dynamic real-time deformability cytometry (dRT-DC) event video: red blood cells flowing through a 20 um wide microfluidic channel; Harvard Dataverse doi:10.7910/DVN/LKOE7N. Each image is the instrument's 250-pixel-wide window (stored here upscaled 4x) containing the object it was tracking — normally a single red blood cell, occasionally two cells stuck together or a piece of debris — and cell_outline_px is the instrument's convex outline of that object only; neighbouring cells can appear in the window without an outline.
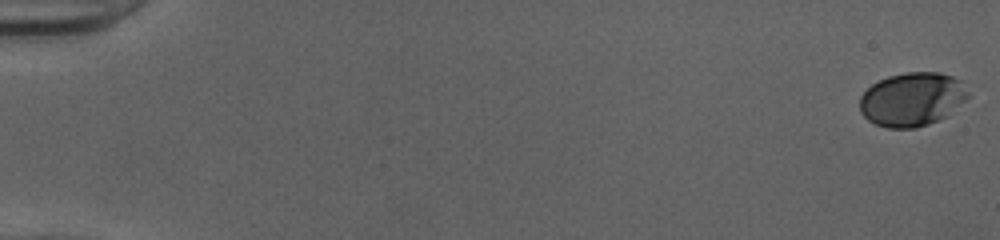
{"species": "human", "species_latin": "Homo sapiens", "temperature_condition": "cold", "stored_images_in_passage": 18, "camera_frame_rate_fps": 3000, "um_per_image_px": 0.085, "donor": {"sex": "female"}, "frame": {"image": 1, "passage_image": 1, "time_ms": 0.0, "image_size_px": [1000, 240], "cell_outline_px": [[968, 96], [948, 116], [928, 124], [916, 128], [888, 128], [876, 124], [868, 120], [860, 112], [860, 96], [872, 84], [888, 76], [908, 72], [940, 72], [952, 76], [960, 80], [968, 92]], "centroid_in_image_um": [77.52, 8.44], "position_along_channel_um": 7.5, "area_um2": 33.87}}
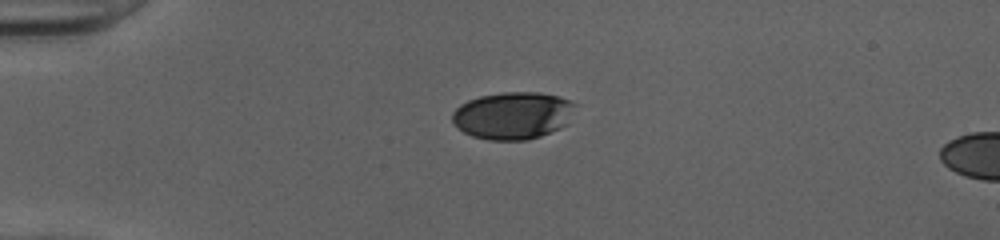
{"frame": {"image": 2, "passage_image": 14, "time_ms": 4.333, "image_size_px": [1000, 240], "cell_outline_px": [[576, 104], [568, 124], [560, 128], [540, 136], [528, 140], [488, 140], [472, 136], [464, 132], [452, 120], [452, 112], [460, 104], [468, 100], [480, 96], [504, 92], [540, 92], [560, 96]], "centroid_in_image_um": [43.61, 9.81], "position_along_channel_um": 41.4, "area_um2": 33.99}}